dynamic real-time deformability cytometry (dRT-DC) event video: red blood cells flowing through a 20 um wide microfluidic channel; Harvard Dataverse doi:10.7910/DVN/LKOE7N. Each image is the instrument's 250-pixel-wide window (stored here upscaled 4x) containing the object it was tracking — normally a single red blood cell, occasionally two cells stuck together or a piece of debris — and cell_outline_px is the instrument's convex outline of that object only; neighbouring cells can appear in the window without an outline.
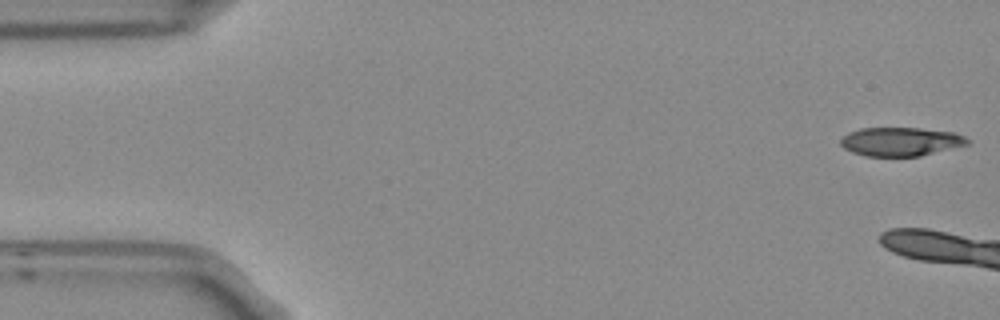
{"species": "Egyptian fruit bat (a non-hibernating species)", "species_latin": "Rousettus aegyptiacus", "temperature_condition": "room temperature", "stored_images_in_passage": 6, "camera_frame_rate_fps": 3000, "um_per_image_px": 0.085, "frame": {"image": 1, "passage_image": 1, "time_ms": 0.0, "image_size_px": [1000, 320], "cell_outline_px": [[968, 144], [920, 156], [864, 156], [852, 152], [844, 148], [840, 144], [840, 140], [848, 132], [860, 128], [920, 128], [952, 132], [964, 136], [968, 140]], "centroid_in_image_um": [76.52, 12.04], "position_along_channel_um": 8.5, "area_um2": 21.1}}